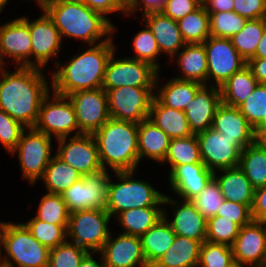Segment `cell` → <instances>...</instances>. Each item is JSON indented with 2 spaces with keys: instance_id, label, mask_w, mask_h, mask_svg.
<instances>
[{
  "instance_id": "cell-8",
  "label": "cell",
  "mask_w": 266,
  "mask_h": 267,
  "mask_svg": "<svg viewBox=\"0 0 266 267\" xmlns=\"http://www.w3.org/2000/svg\"><path fill=\"white\" fill-rule=\"evenodd\" d=\"M52 138L35 128H26L10 153L17 154L22 176L34 185L44 175L52 156Z\"/></svg>"
},
{
  "instance_id": "cell-24",
  "label": "cell",
  "mask_w": 266,
  "mask_h": 267,
  "mask_svg": "<svg viewBox=\"0 0 266 267\" xmlns=\"http://www.w3.org/2000/svg\"><path fill=\"white\" fill-rule=\"evenodd\" d=\"M212 128L233 141H239L244 147L255 143L254 128L238 107L221 103L216 109Z\"/></svg>"
},
{
  "instance_id": "cell-44",
  "label": "cell",
  "mask_w": 266,
  "mask_h": 267,
  "mask_svg": "<svg viewBox=\"0 0 266 267\" xmlns=\"http://www.w3.org/2000/svg\"><path fill=\"white\" fill-rule=\"evenodd\" d=\"M233 263L231 246L208 241L202 243L197 267H230Z\"/></svg>"
},
{
  "instance_id": "cell-23",
  "label": "cell",
  "mask_w": 266,
  "mask_h": 267,
  "mask_svg": "<svg viewBox=\"0 0 266 267\" xmlns=\"http://www.w3.org/2000/svg\"><path fill=\"white\" fill-rule=\"evenodd\" d=\"M213 172L201 161L195 164H183L177 166L169 176V185L178 198L191 201L200 194L210 179Z\"/></svg>"
},
{
  "instance_id": "cell-32",
  "label": "cell",
  "mask_w": 266,
  "mask_h": 267,
  "mask_svg": "<svg viewBox=\"0 0 266 267\" xmlns=\"http://www.w3.org/2000/svg\"><path fill=\"white\" fill-rule=\"evenodd\" d=\"M176 237L170 224L162 217L141 237L144 257L148 265H153L172 245Z\"/></svg>"
},
{
  "instance_id": "cell-22",
  "label": "cell",
  "mask_w": 266,
  "mask_h": 267,
  "mask_svg": "<svg viewBox=\"0 0 266 267\" xmlns=\"http://www.w3.org/2000/svg\"><path fill=\"white\" fill-rule=\"evenodd\" d=\"M222 103L220 88L214 85H202L195 97L187 104L185 116L190 130L198 134L212 128L216 109Z\"/></svg>"
},
{
  "instance_id": "cell-46",
  "label": "cell",
  "mask_w": 266,
  "mask_h": 267,
  "mask_svg": "<svg viewBox=\"0 0 266 267\" xmlns=\"http://www.w3.org/2000/svg\"><path fill=\"white\" fill-rule=\"evenodd\" d=\"M224 200L217 180L212 177L200 194L194 197L191 202L201 215L208 219L216 216Z\"/></svg>"
},
{
  "instance_id": "cell-27",
  "label": "cell",
  "mask_w": 266,
  "mask_h": 267,
  "mask_svg": "<svg viewBox=\"0 0 266 267\" xmlns=\"http://www.w3.org/2000/svg\"><path fill=\"white\" fill-rule=\"evenodd\" d=\"M176 57V58H175ZM175 59L181 75L174 77L180 80L195 81L207 85V54L203 43L185 44L171 60Z\"/></svg>"
},
{
  "instance_id": "cell-21",
  "label": "cell",
  "mask_w": 266,
  "mask_h": 267,
  "mask_svg": "<svg viewBox=\"0 0 266 267\" xmlns=\"http://www.w3.org/2000/svg\"><path fill=\"white\" fill-rule=\"evenodd\" d=\"M231 247L235 263H266V222L252 221L242 226Z\"/></svg>"
},
{
  "instance_id": "cell-9",
  "label": "cell",
  "mask_w": 266,
  "mask_h": 267,
  "mask_svg": "<svg viewBox=\"0 0 266 267\" xmlns=\"http://www.w3.org/2000/svg\"><path fill=\"white\" fill-rule=\"evenodd\" d=\"M49 92L41 102L34 128L56 140L81 135L73 106L67 96ZM52 98V99H51Z\"/></svg>"
},
{
  "instance_id": "cell-3",
  "label": "cell",
  "mask_w": 266,
  "mask_h": 267,
  "mask_svg": "<svg viewBox=\"0 0 266 267\" xmlns=\"http://www.w3.org/2000/svg\"><path fill=\"white\" fill-rule=\"evenodd\" d=\"M44 11L59 30L62 40L63 37L74 38L88 46L97 45L108 41L117 29L109 18L85 3L53 1Z\"/></svg>"
},
{
  "instance_id": "cell-43",
  "label": "cell",
  "mask_w": 266,
  "mask_h": 267,
  "mask_svg": "<svg viewBox=\"0 0 266 267\" xmlns=\"http://www.w3.org/2000/svg\"><path fill=\"white\" fill-rule=\"evenodd\" d=\"M144 25L145 29L140 30L133 38L132 49L135 54L130 58L147 62L160 72V64L156 60L161 54L158 43L149 27L143 23Z\"/></svg>"
},
{
  "instance_id": "cell-18",
  "label": "cell",
  "mask_w": 266,
  "mask_h": 267,
  "mask_svg": "<svg viewBox=\"0 0 266 267\" xmlns=\"http://www.w3.org/2000/svg\"><path fill=\"white\" fill-rule=\"evenodd\" d=\"M42 12L37 19L30 21V38L33 67L43 69L52 58L58 56L63 40L52 19L44 10Z\"/></svg>"
},
{
  "instance_id": "cell-49",
  "label": "cell",
  "mask_w": 266,
  "mask_h": 267,
  "mask_svg": "<svg viewBox=\"0 0 266 267\" xmlns=\"http://www.w3.org/2000/svg\"><path fill=\"white\" fill-rule=\"evenodd\" d=\"M25 128L21 123L0 109V143L9 154L16 148Z\"/></svg>"
},
{
  "instance_id": "cell-65",
  "label": "cell",
  "mask_w": 266,
  "mask_h": 267,
  "mask_svg": "<svg viewBox=\"0 0 266 267\" xmlns=\"http://www.w3.org/2000/svg\"><path fill=\"white\" fill-rule=\"evenodd\" d=\"M266 128V121H261L254 129H264Z\"/></svg>"
},
{
  "instance_id": "cell-10",
  "label": "cell",
  "mask_w": 266,
  "mask_h": 267,
  "mask_svg": "<svg viewBox=\"0 0 266 267\" xmlns=\"http://www.w3.org/2000/svg\"><path fill=\"white\" fill-rule=\"evenodd\" d=\"M155 88L122 86L107 90L110 118L136 124L148 119Z\"/></svg>"
},
{
  "instance_id": "cell-37",
  "label": "cell",
  "mask_w": 266,
  "mask_h": 267,
  "mask_svg": "<svg viewBox=\"0 0 266 267\" xmlns=\"http://www.w3.org/2000/svg\"><path fill=\"white\" fill-rule=\"evenodd\" d=\"M239 167L255 189L266 185V150L256 142L243 149Z\"/></svg>"
},
{
  "instance_id": "cell-20",
  "label": "cell",
  "mask_w": 266,
  "mask_h": 267,
  "mask_svg": "<svg viewBox=\"0 0 266 267\" xmlns=\"http://www.w3.org/2000/svg\"><path fill=\"white\" fill-rule=\"evenodd\" d=\"M117 235L113 237L110 232L108 240L99 252L106 267H147L140 237L123 233Z\"/></svg>"
},
{
  "instance_id": "cell-53",
  "label": "cell",
  "mask_w": 266,
  "mask_h": 267,
  "mask_svg": "<svg viewBox=\"0 0 266 267\" xmlns=\"http://www.w3.org/2000/svg\"><path fill=\"white\" fill-rule=\"evenodd\" d=\"M84 3L90 9L101 13L105 18L113 12H119L127 16V10L117 0H85Z\"/></svg>"
},
{
  "instance_id": "cell-55",
  "label": "cell",
  "mask_w": 266,
  "mask_h": 267,
  "mask_svg": "<svg viewBox=\"0 0 266 267\" xmlns=\"http://www.w3.org/2000/svg\"><path fill=\"white\" fill-rule=\"evenodd\" d=\"M168 0H136L132 6L127 10V15H134L135 11L140 10L143 16L152 12H161Z\"/></svg>"
},
{
  "instance_id": "cell-45",
  "label": "cell",
  "mask_w": 266,
  "mask_h": 267,
  "mask_svg": "<svg viewBox=\"0 0 266 267\" xmlns=\"http://www.w3.org/2000/svg\"><path fill=\"white\" fill-rule=\"evenodd\" d=\"M238 108L253 128L266 121V83H259Z\"/></svg>"
},
{
  "instance_id": "cell-2",
  "label": "cell",
  "mask_w": 266,
  "mask_h": 267,
  "mask_svg": "<svg viewBox=\"0 0 266 267\" xmlns=\"http://www.w3.org/2000/svg\"><path fill=\"white\" fill-rule=\"evenodd\" d=\"M116 50L113 36L106 42L89 45L83 53L76 54L63 65L59 59L54 62L55 71L51 73L52 91L68 94L102 87L107 63Z\"/></svg>"
},
{
  "instance_id": "cell-6",
  "label": "cell",
  "mask_w": 266,
  "mask_h": 267,
  "mask_svg": "<svg viewBox=\"0 0 266 267\" xmlns=\"http://www.w3.org/2000/svg\"><path fill=\"white\" fill-rule=\"evenodd\" d=\"M3 248L6 255L2 253ZM49 251L23 223H6L0 246L1 263L10 267H16L14 264L17 267H48Z\"/></svg>"
},
{
  "instance_id": "cell-47",
  "label": "cell",
  "mask_w": 266,
  "mask_h": 267,
  "mask_svg": "<svg viewBox=\"0 0 266 267\" xmlns=\"http://www.w3.org/2000/svg\"><path fill=\"white\" fill-rule=\"evenodd\" d=\"M88 253L76 243L66 240L50 249L48 267H78Z\"/></svg>"
},
{
  "instance_id": "cell-4",
  "label": "cell",
  "mask_w": 266,
  "mask_h": 267,
  "mask_svg": "<svg viewBox=\"0 0 266 267\" xmlns=\"http://www.w3.org/2000/svg\"><path fill=\"white\" fill-rule=\"evenodd\" d=\"M101 166L115 172L136 171L139 164L138 124L110 118L93 134Z\"/></svg>"
},
{
  "instance_id": "cell-51",
  "label": "cell",
  "mask_w": 266,
  "mask_h": 267,
  "mask_svg": "<svg viewBox=\"0 0 266 267\" xmlns=\"http://www.w3.org/2000/svg\"><path fill=\"white\" fill-rule=\"evenodd\" d=\"M233 11L247 20L266 17V0H233Z\"/></svg>"
},
{
  "instance_id": "cell-35",
  "label": "cell",
  "mask_w": 266,
  "mask_h": 267,
  "mask_svg": "<svg viewBox=\"0 0 266 267\" xmlns=\"http://www.w3.org/2000/svg\"><path fill=\"white\" fill-rule=\"evenodd\" d=\"M82 176L76 169L54 154L40 180L45 184L48 193L61 194L79 181Z\"/></svg>"
},
{
  "instance_id": "cell-67",
  "label": "cell",
  "mask_w": 266,
  "mask_h": 267,
  "mask_svg": "<svg viewBox=\"0 0 266 267\" xmlns=\"http://www.w3.org/2000/svg\"><path fill=\"white\" fill-rule=\"evenodd\" d=\"M250 266V267H266V263L264 264H253V265H245V267Z\"/></svg>"
},
{
  "instance_id": "cell-59",
  "label": "cell",
  "mask_w": 266,
  "mask_h": 267,
  "mask_svg": "<svg viewBox=\"0 0 266 267\" xmlns=\"http://www.w3.org/2000/svg\"><path fill=\"white\" fill-rule=\"evenodd\" d=\"M253 58H266V17L264 18V32Z\"/></svg>"
},
{
  "instance_id": "cell-58",
  "label": "cell",
  "mask_w": 266,
  "mask_h": 267,
  "mask_svg": "<svg viewBox=\"0 0 266 267\" xmlns=\"http://www.w3.org/2000/svg\"><path fill=\"white\" fill-rule=\"evenodd\" d=\"M95 253L93 252H89L81 261L80 265L78 267H106L105 263H104V259L102 257V255L100 256V261L97 262L93 255Z\"/></svg>"
},
{
  "instance_id": "cell-56",
  "label": "cell",
  "mask_w": 266,
  "mask_h": 267,
  "mask_svg": "<svg viewBox=\"0 0 266 267\" xmlns=\"http://www.w3.org/2000/svg\"><path fill=\"white\" fill-rule=\"evenodd\" d=\"M247 66L259 83H266V58H251Z\"/></svg>"
},
{
  "instance_id": "cell-70",
  "label": "cell",
  "mask_w": 266,
  "mask_h": 267,
  "mask_svg": "<svg viewBox=\"0 0 266 267\" xmlns=\"http://www.w3.org/2000/svg\"><path fill=\"white\" fill-rule=\"evenodd\" d=\"M0 267H10V266L5 265V264H3V263L0 262Z\"/></svg>"
},
{
  "instance_id": "cell-7",
  "label": "cell",
  "mask_w": 266,
  "mask_h": 267,
  "mask_svg": "<svg viewBox=\"0 0 266 267\" xmlns=\"http://www.w3.org/2000/svg\"><path fill=\"white\" fill-rule=\"evenodd\" d=\"M111 216L105 209L83 210L70 213L67 240L88 252L99 254L111 231Z\"/></svg>"
},
{
  "instance_id": "cell-33",
  "label": "cell",
  "mask_w": 266,
  "mask_h": 267,
  "mask_svg": "<svg viewBox=\"0 0 266 267\" xmlns=\"http://www.w3.org/2000/svg\"><path fill=\"white\" fill-rule=\"evenodd\" d=\"M258 84L251 69L245 66L219 87L221 101L228 106L239 107Z\"/></svg>"
},
{
  "instance_id": "cell-54",
  "label": "cell",
  "mask_w": 266,
  "mask_h": 267,
  "mask_svg": "<svg viewBox=\"0 0 266 267\" xmlns=\"http://www.w3.org/2000/svg\"><path fill=\"white\" fill-rule=\"evenodd\" d=\"M251 215L253 221L266 222V185L255 189Z\"/></svg>"
},
{
  "instance_id": "cell-63",
  "label": "cell",
  "mask_w": 266,
  "mask_h": 267,
  "mask_svg": "<svg viewBox=\"0 0 266 267\" xmlns=\"http://www.w3.org/2000/svg\"><path fill=\"white\" fill-rule=\"evenodd\" d=\"M6 223L7 222H5V221L0 222V246H1L2 235H3V231H4V227H5Z\"/></svg>"
},
{
  "instance_id": "cell-40",
  "label": "cell",
  "mask_w": 266,
  "mask_h": 267,
  "mask_svg": "<svg viewBox=\"0 0 266 267\" xmlns=\"http://www.w3.org/2000/svg\"><path fill=\"white\" fill-rule=\"evenodd\" d=\"M23 224L39 243L49 249L55 248L67 240L68 224H51L38 220L35 216Z\"/></svg>"
},
{
  "instance_id": "cell-42",
  "label": "cell",
  "mask_w": 266,
  "mask_h": 267,
  "mask_svg": "<svg viewBox=\"0 0 266 267\" xmlns=\"http://www.w3.org/2000/svg\"><path fill=\"white\" fill-rule=\"evenodd\" d=\"M209 14L210 36L219 38H231L244 28L246 18L234 11H224Z\"/></svg>"
},
{
  "instance_id": "cell-25",
  "label": "cell",
  "mask_w": 266,
  "mask_h": 267,
  "mask_svg": "<svg viewBox=\"0 0 266 267\" xmlns=\"http://www.w3.org/2000/svg\"><path fill=\"white\" fill-rule=\"evenodd\" d=\"M142 21L154 34L160 52L170 59L185 46L177 21L162 12L145 14Z\"/></svg>"
},
{
  "instance_id": "cell-30",
  "label": "cell",
  "mask_w": 266,
  "mask_h": 267,
  "mask_svg": "<svg viewBox=\"0 0 266 267\" xmlns=\"http://www.w3.org/2000/svg\"><path fill=\"white\" fill-rule=\"evenodd\" d=\"M148 119L162 129L171 139L193 135L185 112L166 107L156 97L153 98Z\"/></svg>"
},
{
  "instance_id": "cell-34",
  "label": "cell",
  "mask_w": 266,
  "mask_h": 267,
  "mask_svg": "<svg viewBox=\"0 0 266 267\" xmlns=\"http://www.w3.org/2000/svg\"><path fill=\"white\" fill-rule=\"evenodd\" d=\"M162 217L163 207H143L124 210L115 219L124 230L120 233L141 237Z\"/></svg>"
},
{
  "instance_id": "cell-61",
  "label": "cell",
  "mask_w": 266,
  "mask_h": 267,
  "mask_svg": "<svg viewBox=\"0 0 266 267\" xmlns=\"http://www.w3.org/2000/svg\"><path fill=\"white\" fill-rule=\"evenodd\" d=\"M126 10H128L136 0H117Z\"/></svg>"
},
{
  "instance_id": "cell-39",
  "label": "cell",
  "mask_w": 266,
  "mask_h": 267,
  "mask_svg": "<svg viewBox=\"0 0 266 267\" xmlns=\"http://www.w3.org/2000/svg\"><path fill=\"white\" fill-rule=\"evenodd\" d=\"M264 32V18L248 20L231 41L239 54L248 62L255 56L257 46Z\"/></svg>"
},
{
  "instance_id": "cell-28",
  "label": "cell",
  "mask_w": 266,
  "mask_h": 267,
  "mask_svg": "<svg viewBox=\"0 0 266 267\" xmlns=\"http://www.w3.org/2000/svg\"><path fill=\"white\" fill-rule=\"evenodd\" d=\"M171 138L149 119L138 124L139 161L145 158L162 163L167 155Z\"/></svg>"
},
{
  "instance_id": "cell-12",
  "label": "cell",
  "mask_w": 266,
  "mask_h": 267,
  "mask_svg": "<svg viewBox=\"0 0 266 267\" xmlns=\"http://www.w3.org/2000/svg\"><path fill=\"white\" fill-rule=\"evenodd\" d=\"M112 53L104 74L102 88L107 91L122 86L156 87L159 71L147 62L133 58H115Z\"/></svg>"
},
{
  "instance_id": "cell-52",
  "label": "cell",
  "mask_w": 266,
  "mask_h": 267,
  "mask_svg": "<svg viewBox=\"0 0 266 267\" xmlns=\"http://www.w3.org/2000/svg\"><path fill=\"white\" fill-rule=\"evenodd\" d=\"M199 6L194 0H168L161 12L172 20L178 21Z\"/></svg>"
},
{
  "instance_id": "cell-64",
  "label": "cell",
  "mask_w": 266,
  "mask_h": 267,
  "mask_svg": "<svg viewBox=\"0 0 266 267\" xmlns=\"http://www.w3.org/2000/svg\"><path fill=\"white\" fill-rule=\"evenodd\" d=\"M53 1L74 2V3H84L85 2V0H53Z\"/></svg>"
},
{
  "instance_id": "cell-14",
  "label": "cell",
  "mask_w": 266,
  "mask_h": 267,
  "mask_svg": "<svg viewBox=\"0 0 266 267\" xmlns=\"http://www.w3.org/2000/svg\"><path fill=\"white\" fill-rule=\"evenodd\" d=\"M196 137L201 161L213 173L239 166L240 154L245 148L239 141H233L213 128L196 134Z\"/></svg>"
},
{
  "instance_id": "cell-62",
  "label": "cell",
  "mask_w": 266,
  "mask_h": 267,
  "mask_svg": "<svg viewBox=\"0 0 266 267\" xmlns=\"http://www.w3.org/2000/svg\"><path fill=\"white\" fill-rule=\"evenodd\" d=\"M30 1V0H29ZM34 1V0H33ZM36 3L40 6L42 10H44L53 0H35Z\"/></svg>"
},
{
  "instance_id": "cell-16",
  "label": "cell",
  "mask_w": 266,
  "mask_h": 267,
  "mask_svg": "<svg viewBox=\"0 0 266 267\" xmlns=\"http://www.w3.org/2000/svg\"><path fill=\"white\" fill-rule=\"evenodd\" d=\"M13 59L14 66L33 67L32 45L30 38V19L27 16L10 20L0 25V62L5 58Z\"/></svg>"
},
{
  "instance_id": "cell-41",
  "label": "cell",
  "mask_w": 266,
  "mask_h": 267,
  "mask_svg": "<svg viewBox=\"0 0 266 267\" xmlns=\"http://www.w3.org/2000/svg\"><path fill=\"white\" fill-rule=\"evenodd\" d=\"M37 214L38 220L51 224H68L69 210L61 194L45 193L40 200Z\"/></svg>"
},
{
  "instance_id": "cell-11",
  "label": "cell",
  "mask_w": 266,
  "mask_h": 267,
  "mask_svg": "<svg viewBox=\"0 0 266 267\" xmlns=\"http://www.w3.org/2000/svg\"><path fill=\"white\" fill-rule=\"evenodd\" d=\"M110 174L101 169L85 174L72 186L61 193L69 213L83 210L105 209L107 205Z\"/></svg>"
},
{
  "instance_id": "cell-38",
  "label": "cell",
  "mask_w": 266,
  "mask_h": 267,
  "mask_svg": "<svg viewBox=\"0 0 266 267\" xmlns=\"http://www.w3.org/2000/svg\"><path fill=\"white\" fill-rule=\"evenodd\" d=\"M186 44L203 43L210 36L209 14L203 6L177 21Z\"/></svg>"
},
{
  "instance_id": "cell-69",
  "label": "cell",
  "mask_w": 266,
  "mask_h": 267,
  "mask_svg": "<svg viewBox=\"0 0 266 267\" xmlns=\"http://www.w3.org/2000/svg\"><path fill=\"white\" fill-rule=\"evenodd\" d=\"M230 267H245L244 264L233 263Z\"/></svg>"
},
{
  "instance_id": "cell-29",
  "label": "cell",
  "mask_w": 266,
  "mask_h": 267,
  "mask_svg": "<svg viewBox=\"0 0 266 267\" xmlns=\"http://www.w3.org/2000/svg\"><path fill=\"white\" fill-rule=\"evenodd\" d=\"M159 74L156 79L155 90L157 93H155V97L166 107L185 111L187 104L195 97L202 84L195 81L180 80L173 76L160 88Z\"/></svg>"
},
{
  "instance_id": "cell-36",
  "label": "cell",
  "mask_w": 266,
  "mask_h": 267,
  "mask_svg": "<svg viewBox=\"0 0 266 267\" xmlns=\"http://www.w3.org/2000/svg\"><path fill=\"white\" fill-rule=\"evenodd\" d=\"M199 142L195 134L170 140L167 155L161 163H169V174L179 165L200 163Z\"/></svg>"
},
{
  "instance_id": "cell-66",
  "label": "cell",
  "mask_w": 266,
  "mask_h": 267,
  "mask_svg": "<svg viewBox=\"0 0 266 267\" xmlns=\"http://www.w3.org/2000/svg\"><path fill=\"white\" fill-rule=\"evenodd\" d=\"M9 2V0H0V12L3 11L5 5H7V3Z\"/></svg>"
},
{
  "instance_id": "cell-31",
  "label": "cell",
  "mask_w": 266,
  "mask_h": 267,
  "mask_svg": "<svg viewBox=\"0 0 266 267\" xmlns=\"http://www.w3.org/2000/svg\"><path fill=\"white\" fill-rule=\"evenodd\" d=\"M202 243L176 235L170 248L153 264L154 267H197Z\"/></svg>"
},
{
  "instance_id": "cell-68",
  "label": "cell",
  "mask_w": 266,
  "mask_h": 267,
  "mask_svg": "<svg viewBox=\"0 0 266 267\" xmlns=\"http://www.w3.org/2000/svg\"><path fill=\"white\" fill-rule=\"evenodd\" d=\"M196 3H198L200 6H203L207 0H194Z\"/></svg>"
},
{
  "instance_id": "cell-5",
  "label": "cell",
  "mask_w": 266,
  "mask_h": 267,
  "mask_svg": "<svg viewBox=\"0 0 266 267\" xmlns=\"http://www.w3.org/2000/svg\"><path fill=\"white\" fill-rule=\"evenodd\" d=\"M135 172H115L119 182L110 180L105 210L111 218L128 209L163 207L165 194L156 190L148 181L134 178Z\"/></svg>"
},
{
  "instance_id": "cell-57",
  "label": "cell",
  "mask_w": 266,
  "mask_h": 267,
  "mask_svg": "<svg viewBox=\"0 0 266 267\" xmlns=\"http://www.w3.org/2000/svg\"><path fill=\"white\" fill-rule=\"evenodd\" d=\"M208 13L233 11V0H207L203 5Z\"/></svg>"
},
{
  "instance_id": "cell-60",
  "label": "cell",
  "mask_w": 266,
  "mask_h": 267,
  "mask_svg": "<svg viewBox=\"0 0 266 267\" xmlns=\"http://www.w3.org/2000/svg\"><path fill=\"white\" fill-rule=\"evenodd\" d=\"M255 142L263 149L266 150V128L254 129Z\"/></svg>"
},
{
  "instance_id": "cell-17",
  "label": "cell",
  "mask_w": 266,
  "mask_h": 267,
  "mask_svg": "<svg viewBox=\"0 0 266 267\" xmlns=\"http://www.w3.org/2000/svg\"><path fill=\"white\" fill-rule=\"evenodd\" d=\"M55 141L58 142L55 154L80 174H90L103 169L93 134H81L70 139L66 137Z\"/></svg>"
},
{
  "instance_id": "cell-50",
  "label": "cell",
  "mask_w": 266,
  "mask_h": 267,
  "mask_svg": "<svg viewBox=\"0 0 266 267\" xmlns=\"http://www.w3.org/2000/svg\"><path fill=\"white\" fill-rule=\"evenodd\" d=\"M221 219H228L236 223L240 228L253 221L251 208L247 205L224 200L219 207L217 214Z\"/></svg>"
},
{
  "instance_id": "cell-19",
  "label": "cell",
  "mask_w": 266,
  "mask_h": 267,
  "mask_svg": "<svg viewBox=\"0 0 266 267\" xmlns=\"http://www.w3.org/2000/svg\"><path fill=\"white\" fill-rule=\"evenodd\" d=\"M182 201L179 202L177 198L175 200V198L165 194L163 206H168L167 204H169L174 208L172 209L174 218L169 220L166 213L167 208L165 209V207L163 208V217L170 224L176 235L192 238L203 243L206 241L207 219L201 215L191 201Z\"/></svg>"
},
{
  "instance_id": "cell-13",
  "label": "cell",
  "mask_w": 266,
  "mask_h": 267,
  "mask_svg": "<svg viewBox=\"0 0 266 267\" xmlns=\"http://www.w3.org/2000/svg\"><path fill=\"white\" fill-rule=\"evenodd\" d=\"M207 54V82L220 87L234 73L247 66V61L239 54L229 38L209 36L204 42Z\"/></svg>"
},
{
  "instance_id": "cell-15",
  "label": "cell",
  "mask_w": 266,
  "mask_h": 267,
  "mask_svg": "<svg viewBox=\"0 0 266 267\" xmlns=\"http://www.w3.org/2000/svg\"><path fill=\"white\" fill-rule=\"evenodd\" d=\"M67 97L73 106L82 134H94L110 119L107 93L102 87L77 91Z\"/></svg>"
},
{
  "instance_id": "cell-48",
  "label": "cell",
  "mask_w": 266,
  "mask_h": 267,
  "mask_svg": "<svg viewBox=\"0 0 266 267\" xmlns=\"http://www.w3.org/2000/svg\"><path fill=\"white\" fill-rule=\"evenodd\" d=\"M239 230L240 227L233 221L216 215L207 219L206 241L232 246Z\"/></svg>"
},
{
  "instance_id": "cell-1",
  "label": "cell",
  "mask_w": 266,
  "mask_h": 267,
  "mask_svg": "<svg viewBox=\"0 0 266 267\" xmlns=\"http://www.w3.org/2000/svg\"><path fill=\"white\" fill-rule=\"evenodd\" d=\"M43 71L31 66H16L14 72L0 68V109L26 128H34L41 102L50 92Z\"/></svg>"
},
{
  "instance_id": "cell-26",
  "label": "cell",
  "mask_w": 266,
  "mask_h": 267,
  "mask_svg": "<svg viewBox=\"0 0 266 267\" xmlns=\"http://www.w3.org/2000/svg\"><path fill=\"white\" fill-rule=\"evenodd\" d=\"M213 177L217 180L225 200L252 208L255 188L239 166L216 171Z\"/></svg>"
}]
</instances>
